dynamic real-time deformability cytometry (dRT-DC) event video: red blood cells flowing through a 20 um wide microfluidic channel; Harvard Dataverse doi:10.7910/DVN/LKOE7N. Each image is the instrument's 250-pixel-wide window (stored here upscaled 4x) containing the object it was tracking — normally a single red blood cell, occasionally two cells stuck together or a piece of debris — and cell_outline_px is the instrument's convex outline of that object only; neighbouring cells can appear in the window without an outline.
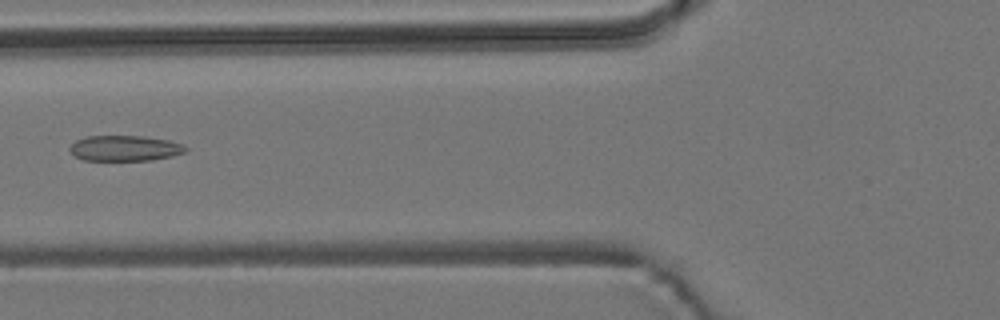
{"species": "common noctule bat (a hibernating species)", "species_latin": "Nyctalus noctula", "temperature_condition": "room temperature", "stored_images_in_passage": 6, "camera_frame_rate_fps": 3000, "um_per_image_px": 0.085, "animal": {"sex": "male", "body_mass_g": 19.2, "forearm_length_mm": 51.8}, "frame": {"image": 1, "passage_image": 6, "time_ms": 1.667, "image_size_px": [1000, 320], "cell_outline_px": [[188, 148], [184, 152], [172, 156], [152, 160], [84, 160], [76, 156], [68, 148], [76, 140], [88, 136], [144, 136], [168, 140], [184, 144]], "centroid_in_image_um": [10.64, 12.59], "position_along_channel_um": 115.2, "area_um2": 17.17}}